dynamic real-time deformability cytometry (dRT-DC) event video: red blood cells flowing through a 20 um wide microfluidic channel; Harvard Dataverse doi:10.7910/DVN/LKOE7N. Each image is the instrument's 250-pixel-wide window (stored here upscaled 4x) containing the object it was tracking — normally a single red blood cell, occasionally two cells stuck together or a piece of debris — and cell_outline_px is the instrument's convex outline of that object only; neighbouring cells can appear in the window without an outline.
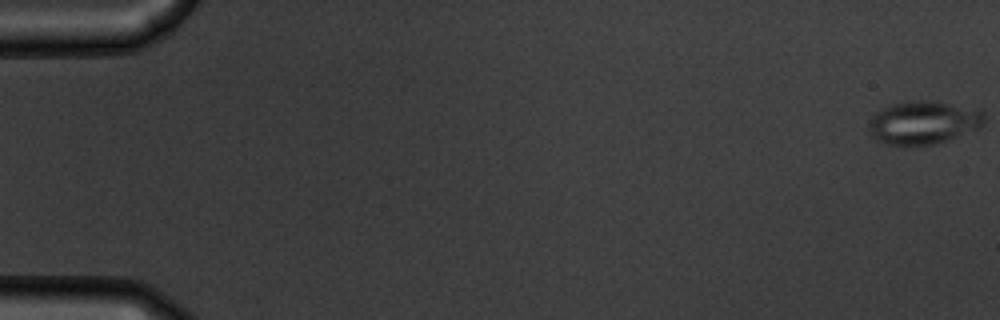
{"species": "common noctule bat (a hibernating species)", "species_latin": "Nyctalus noctula", "temperature_condition": "warm", "stored_images_in_passage": 56, "camera_frame_rate_fps": 3000, "um_per_image_px": 0.085, "animal": {"sex": "male", "body_mass_g": 19.5, "forearm_length_mm": 54.6}, "frame": {"image": 1, "passage_image": 1, "time_ms": 0.0, "image_size_px": [1000, 320], "cell_outline_px": [[984, 124], [976, 128], [936, 144], [888, 144], [876, 140], [872, 136], [868, 128], [868, 124], [872, 116], [876, 112], [888, 104], [908, 100], [924, 100], [980, 108], [984, 112]], "centroid_in_image_um": [78.46, 10.38], "position_along_channel_um": 6.5, "area_um2": 28.96}}
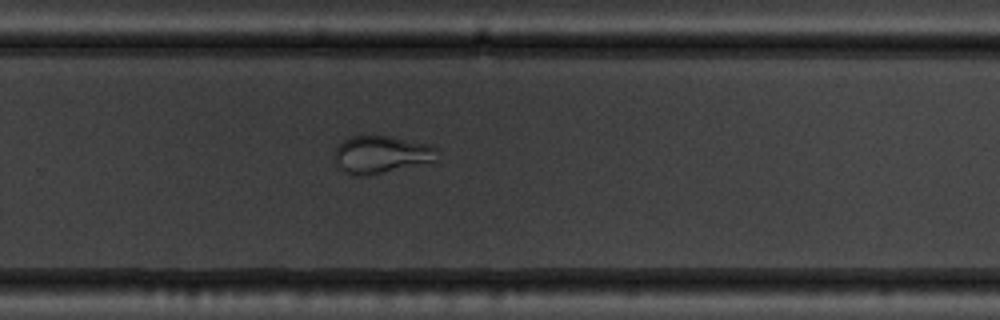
{"frame": {"image": 2, "passage_image": 38, "time_ms": 12.333, "image_size_px": [1000, 320], "cell_outline_px": [[436, 160], [368, 176], [352, 176], [336, 168], [332, 156], [332, 152], [344, 140], [352, 136], [388, 136], [432, 144], [436, 148]], "centroid_in_image_um": [32.31, 13.15], "position_along_channel_um": 297.5, "area_um2": 22.72}}
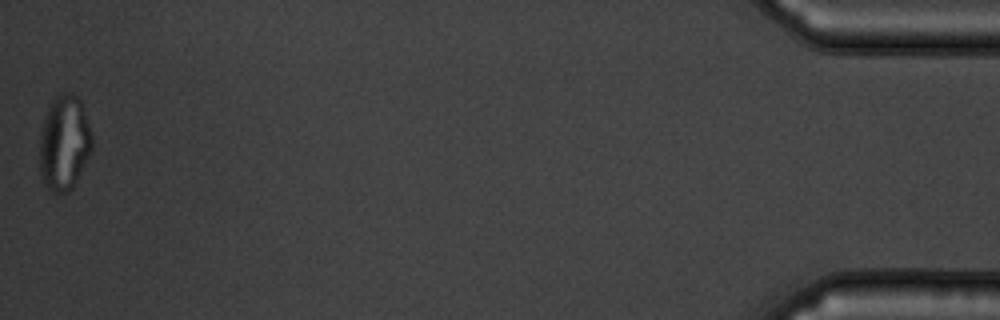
{"frame": {"image": 3, "passage_image": 56, "time_ms": 18.333, "image_size_px": [1000, 320], "cell_outline_px": [[92, 148], [72, 188], [68, 192], [52, 192], [44, 184], [40, 172], [40, 132], [48, 108], [52, 100], [60, 92], [72, 92], [80, 100], [92, 136]], "centroid_in_image_um": [5.44, 12.13], "position_along_channel_um": 429.8, "area_um2": 28.73}, "authors_computed_cell_mechanics": {"area_um2": 27.3105, "velocity_mm_per_s": 3.6962, "shape_relaxation_time_tau1_ms": 7.6171, "shape_relaxation_time_tau2_ms": 1.1874, "deformation_change_tau1": 0.1479, "deformation_change_tau2": 0.0723}}